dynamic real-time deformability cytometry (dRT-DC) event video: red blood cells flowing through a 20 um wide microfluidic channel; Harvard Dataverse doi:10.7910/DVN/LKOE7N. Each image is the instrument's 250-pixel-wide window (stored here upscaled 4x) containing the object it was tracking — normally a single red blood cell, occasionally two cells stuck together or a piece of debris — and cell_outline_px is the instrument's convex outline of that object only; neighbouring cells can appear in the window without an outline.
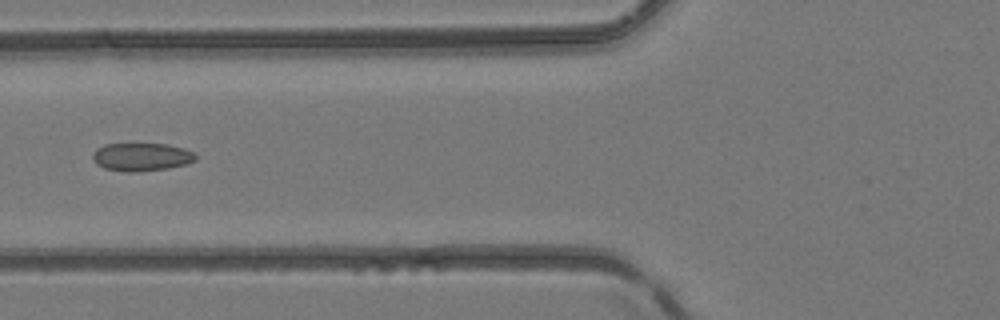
{"species": "common noctule bat (a hibernating species)", "species_latin": "Nyctalus noctula", "temperature_condition": "room temperature", "stored_images_in_passage": 7, "camera_frame_rate_fps": 3000, "um_per_image_px": 0.085, "animal": {"sex": "female", "body_mass_g": 24.6, "forearm_length_mm": 56.2}, "frame": {"image": 1, "passage_image": 6, "time_ms": 6.333, "image_size_px": [1000, 320], "cell_outline_px": [[196, 160], [188, 164], [168, 168], [136, 172], [124, 172], [104, 168], [96, 164], [92, 160], [92, 156], [96, 148], [104, 144], [168, 144], [184, 148], [192, 152], [196, 156]], "centroid_in_image_um": [12.01, 13.34], "position_along_channel_um": 113.8, "area_um2": 16.99}}
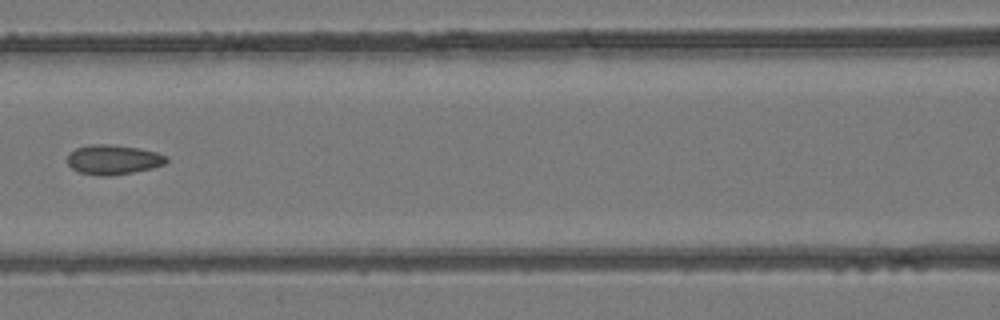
{"frame": {"image": 2, "passage_image": 7, "time_ms": 7.333, "image_size_px": [1000, 320], "cell_outline_px": [[168, 160], [164, 164], [152, 168], [132, 172], [108, 176], [100, 176], [80, 172], [72, 168], [68, 164], [68, 156], [76, 148], [92, 144], [108, 144], [140, 148], [156, 152], [168, 156]], "centroid_in_image_um": [9.65, 13.56], "position_along_channel_um": 156.9, "area_um2": 16.99}}